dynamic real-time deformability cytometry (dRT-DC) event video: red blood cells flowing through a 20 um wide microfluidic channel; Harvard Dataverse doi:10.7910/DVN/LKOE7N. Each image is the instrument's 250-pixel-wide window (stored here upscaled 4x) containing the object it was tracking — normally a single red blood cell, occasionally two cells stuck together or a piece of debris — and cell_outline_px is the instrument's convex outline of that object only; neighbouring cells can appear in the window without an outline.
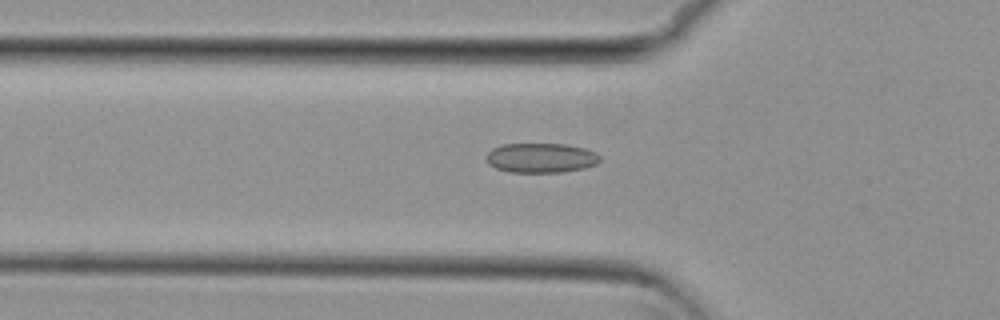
{"species": "common noctule bat (a hibernating species)", "species_latin": "Nyctalus noctula", "temperature_condition": "cold", "stored_images_in_passage": 50, "camera_frame_rate_fps": 3000, "um_per_image_px": 0.085, "animal": {"sex": "female", "body_mass_g": 29.2, "forearm_length_mm": 56.3}, "frame": {"image": 1, "passage_image": 15, "time_ms": 4.667, "image_size_px": [1000, 320], "cell_outline_px": [[600, 160], [596, 164], [584, 168], [560, 172], [508, 172], [496, 168], [488, 164], [484, 156], [492, 148], [500, 144], [568, 144], [584, 148], [596, 152], [600, 156]], "centroid_in_image_um": [45.95, 13.41], "position_along_channel_um": 79.9, "area_um2": 19.83}}
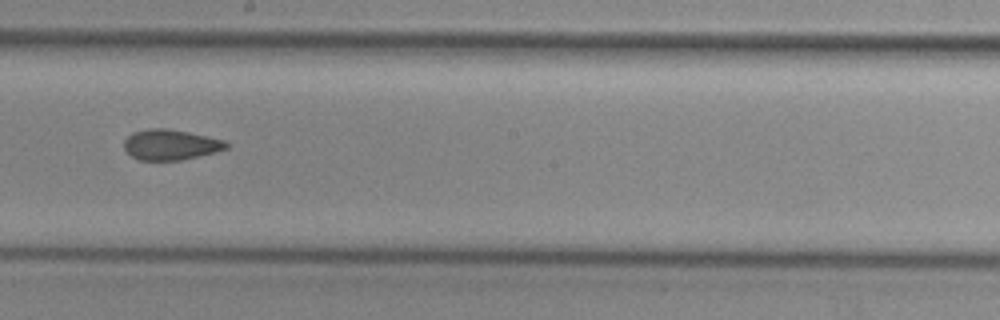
{"frame": {"image": 2, "passage_image": 27, "time_ms": 8.667, "image_size_px": [1000, 320], "cell_outline_px": [[228, 148], [216, 152], [180, 160], [140, 160], [132, 156], [124, 148], [124, 140], [132, 132], [148, 128], [168, 128], [188, 132], [224, 140], [228, 144]], "centroid_in_image_um": [14.48, 12.29], "position_along_channel_um": 233.7, "area_um2": 18.09}}
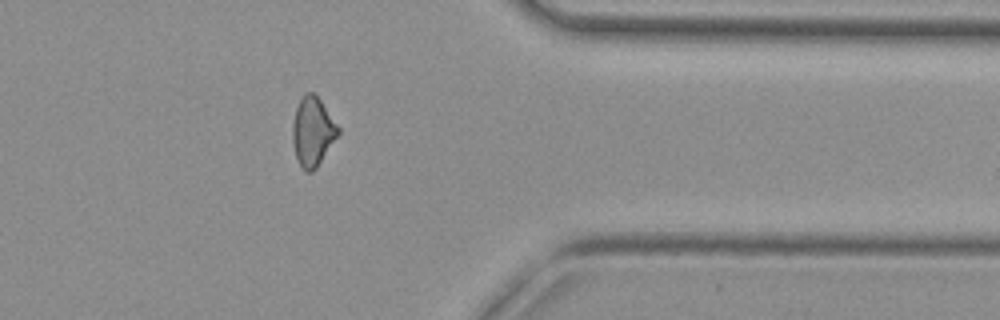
{"frame": {"image": 3, "passage_image": 40, "time_ms": 13.0, "image_size_px": [1000, 320], "cell_outline_px": [[340, 132], [316, 168], [312, 172], [304, 172], [296, 156], [292, 140], [292, 124], [296, 108], [304, 92], [312, 92], [320, 100], [340, 128]], "centroid_in_image_um": [26.57, 11.19], "position_along_channel_um": 384.8, "area_um2": 18.15}, "authors_computed_cell_mechanics": {"area_um2": 18.6983, "velocity_mm_per_s": 3.8332, "shape_relaxation_time_tau1_ms": null, "shape_relaxation_time_tau2_ms": 2.196, "deformation_change_tau1": null, "deformation_change_tau2": 0.0796}}